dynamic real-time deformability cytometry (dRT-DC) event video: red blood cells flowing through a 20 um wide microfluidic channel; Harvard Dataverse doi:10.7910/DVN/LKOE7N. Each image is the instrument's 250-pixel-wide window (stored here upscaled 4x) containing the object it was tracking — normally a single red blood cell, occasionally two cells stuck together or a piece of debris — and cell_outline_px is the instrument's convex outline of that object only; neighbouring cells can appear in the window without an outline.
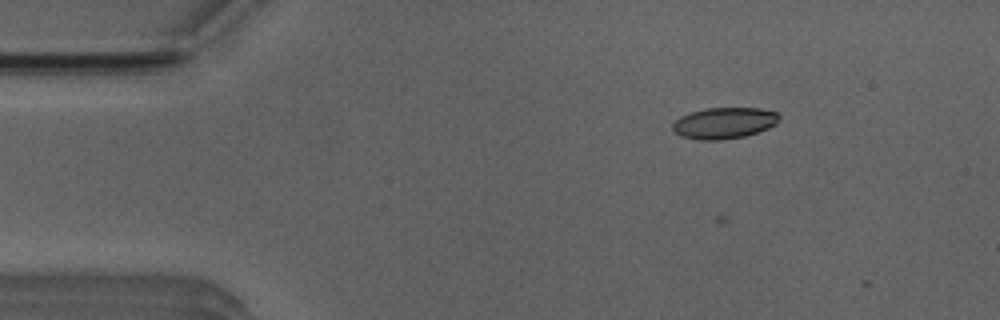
{"species": "Egyptian fruit bat (a non-hibernating species)", "species_latin": "Rousettus aegyptiacus", "temperature_condition": "room temperature", "stored_images_in_passage": 5, "camera_frame_rate_fps": 3000, "um_per_image_px": 0.085, "animal": {"sex": "male"}, "frame": {"image": 1, "passage_image": 2, "time_ms": 1.333, "image_size_px": [1000, 320], "cell_outline_px": [[780, 120], [776, 124], [768, 128], [744, 136], [720, 140], [700, 140], [680, 136], [672, 132], [672, 124], [680, 116], [692, 112], [708, 108], [760, 108], [776, 112], [780, 116]], "centroid_in_image_um": [61.53, 10.46], "position_along_channel_um": 23.5, "area_um2": 19.42}}